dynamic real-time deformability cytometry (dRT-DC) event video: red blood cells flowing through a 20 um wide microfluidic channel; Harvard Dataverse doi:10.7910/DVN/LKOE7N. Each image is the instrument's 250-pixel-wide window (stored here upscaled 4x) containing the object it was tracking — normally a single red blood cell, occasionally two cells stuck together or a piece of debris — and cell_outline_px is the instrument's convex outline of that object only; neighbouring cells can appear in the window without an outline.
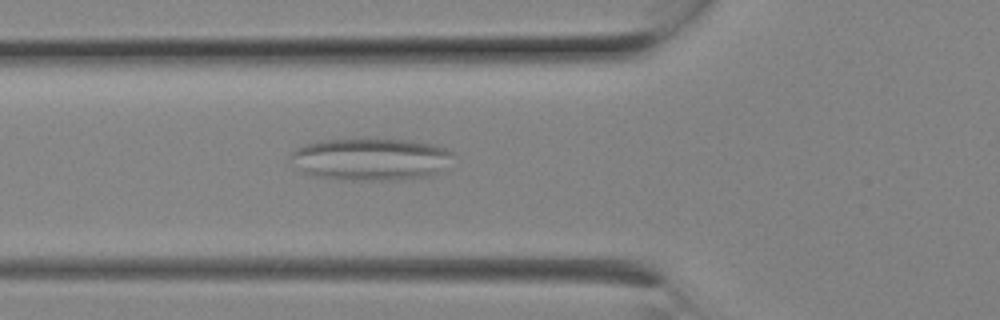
{"species": "Egyptian fruit bat (a non-hibernating species)", "species_latin": "Rousettus aegyptiacus", "temperature_condition": "room temperature", "stored_images_in_passage": 8, "camera_frame_rate_fps": 3000, "um_per_image_px": 0.085, "animal": {"sex": "female"}, "frame": {"image": 1, "passage_image": 8, "time_ms": 2.333, "image_size_px": [1000, 320], "cell_outline_px": [[456, 156], [436, 172], [428, 176], [396, 180], [336, 180], [312, 176], [300, 172], [292, 168], [288, 160], [288, 156], [296, 148], [304, 144], [320, 140], [404, 140], [436, 144], [452, 152]], "centroid_in_image_um": [31.38, 13.55], "position_along_channel_um": 94.4, "area_um2": 40.46}}